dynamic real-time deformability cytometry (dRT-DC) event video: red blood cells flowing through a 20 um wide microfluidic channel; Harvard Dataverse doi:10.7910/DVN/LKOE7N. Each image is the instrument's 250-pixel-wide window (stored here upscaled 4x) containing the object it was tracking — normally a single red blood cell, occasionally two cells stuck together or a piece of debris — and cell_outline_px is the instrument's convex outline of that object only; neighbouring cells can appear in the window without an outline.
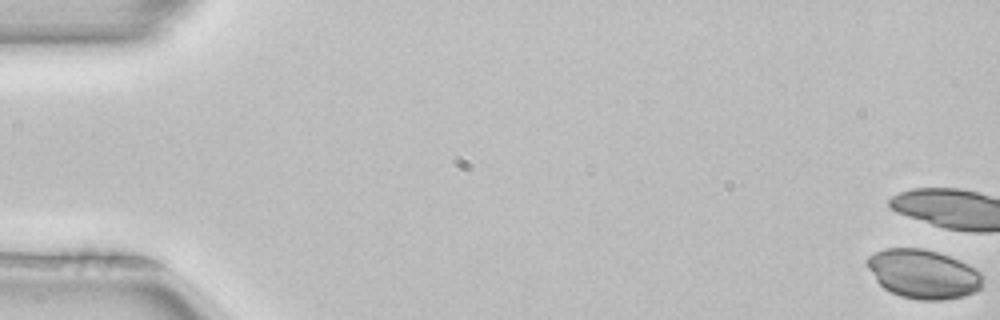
{"species": "common noctule bat (a hibernating species)", "species_latin": "Nyctalus noctula", "temperature_condition": "room temperature", "stored_images_in_passage": 5, "camera_frame_rate_fps": 3000, "um_per_image_px": 0.085, "animal": {"sex": "female", "body_mass_g": 22.7, "forearm_length_mm": 54.2}, "frame": {"image": 1, "passage_image": 1, "time_ms": 0.0, "image_size_px": [1000, 320], "cell_outline_px": [[984, 284], [976, 292], [964, 296], [944, 300], [916, 300], [900, 296], [884, 288], [876, 280], [868, 268], [864, 260], [868, 256], [884, 248], [920, 248], [936, 252], [960, 260], [976, 268], [984, 276]], "centroid_in_image_um": [78.5, 23.3], "position_along_channel_um": 6.5, "area_um2": 33.35}}